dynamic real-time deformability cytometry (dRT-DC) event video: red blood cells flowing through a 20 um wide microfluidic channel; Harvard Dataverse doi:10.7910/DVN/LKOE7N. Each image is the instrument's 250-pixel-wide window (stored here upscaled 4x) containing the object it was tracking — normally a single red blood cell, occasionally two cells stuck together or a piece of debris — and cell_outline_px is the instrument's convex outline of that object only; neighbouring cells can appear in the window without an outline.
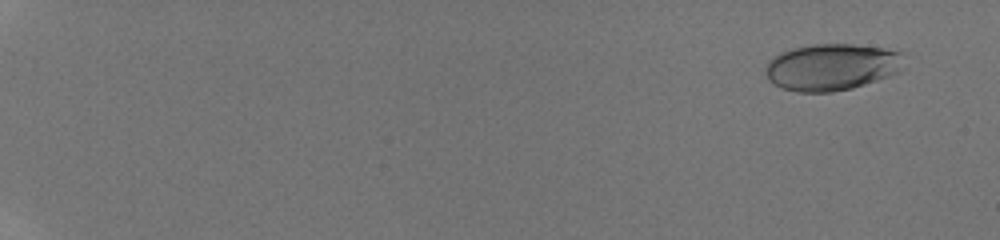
{"species": "human", "species_latin": "Homo sapiens", "temperature_condition": "room temperature", "stored_images_in_passage": 11, "camera_frame_rate_fps": 3000, "um_per_image_px": 0.085, "donor": {"sex": "male"}, "frame": {"image": 1, "passage_image": 2, "time_ms": 0.667, "image_size_px": [1000, 240], "cell_outline_px": [[900, 68], [896, 72], [888, 76], [852, 88], [832, 92], [796, 92], [780, 88], [772, 84], [768, 80], [764, 68], [768, 60], [792, 48], [812, 44], [852, 44], [884, 48], [900, 52]], "centroid_in_image_um": [70.6, 5.71], "position_along_channel_um": 14.4, "area_um2": 37.45}}
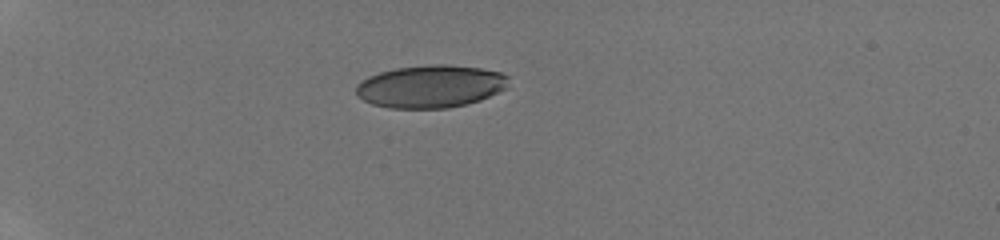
{"frame": {"image": 2, "passage_image": 8, "time_ms": 5.333, "image_size_px": [1000, 240], "cell_outline_px": [[508, 88], [480, 100], [448, 108], [388, 108], [372, 104], [356, 96], [356, 84], [360, 80], [368, 76], [380, 72], [396, 68], [428, 64], [448, 64], [480, 68], [500, 72], [508, 76]], "centroid_in_image_um": [36.58, 7.34], "position_along_channel_um": 48.4, "area_um2": 38.15}}
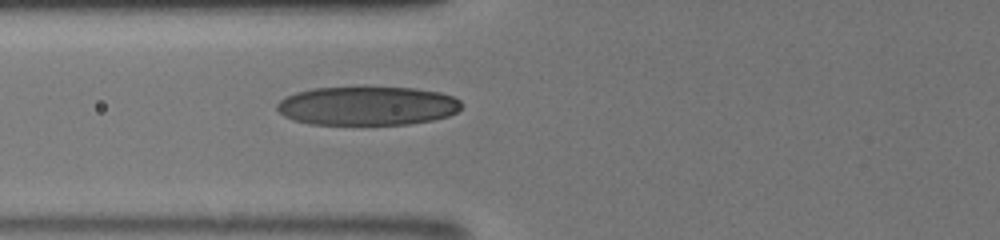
{"frame": {"image": 3, "passage_image": 11, "time_ms": 7.667, "image_size_px": [1000, 240], "cell_outline_px": [[464, 104], [456, 112], [448, 116], [432, 120], [408, 124], [312, 124], [292, 120], [284, 116], [276, 108], [276, 104], [280, 100], [296, 92], [312, 88], [416, 88], [440, 92], [452, 96], [460, 100]], "centroid_in_image_um": [31.23, 9.0], "position_along_channel_um": 94.6, "area_um2": 41.62}}